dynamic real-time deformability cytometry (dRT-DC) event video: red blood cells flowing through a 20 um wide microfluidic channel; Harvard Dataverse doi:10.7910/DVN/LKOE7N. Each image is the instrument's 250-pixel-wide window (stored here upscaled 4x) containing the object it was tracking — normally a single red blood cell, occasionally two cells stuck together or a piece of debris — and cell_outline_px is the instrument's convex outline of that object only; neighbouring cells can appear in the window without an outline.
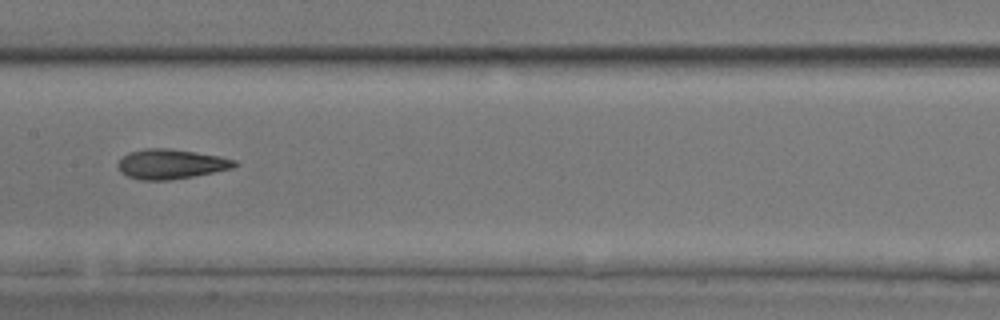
{"species": "common noctule bat (a hibernating species)", "species_latin": "Nyctalus noctula", "temperature_condition": "room temperature", "stored_images_in_passage": 38, "camera_frame_rate_fps": 3000, "um_per_image_px": 0.085, "animal": {"sex": "male", "body_mass_g": 17.9, "forearm_length_mm": 54.2}, "frame": {"image": 1, "passage_image": 12, "time_ms": 3.667, "image_size_px": [1000, 320], "cell_outline_px": [[240, 164], [232, 168], [192, 176], [168, 180], [140, 180], [128, 176], [120, 172], [116, 164], [128, 152], [144, 148], [168, 148], [196, 152], [220, 156], [236, 160]], "centroid_in_image_um": [14.51, 13.93], "position_along_channel_um": 192.9, "area_um2": 20.23}}
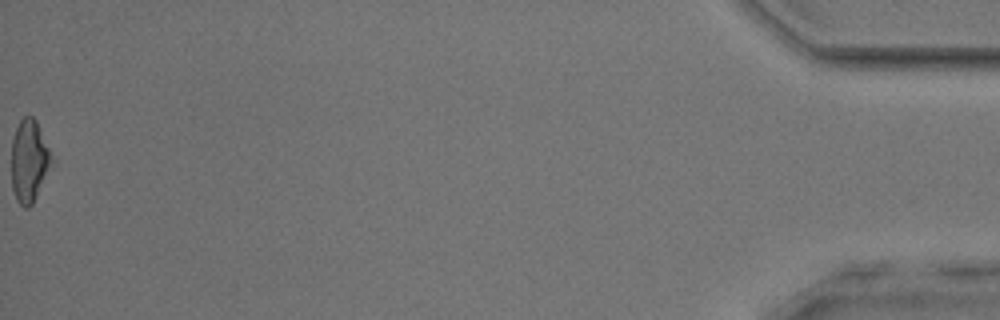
{"frame": {"image": 2, "passage_image": 38, "time_ms": 12.333, "image_size_px": [1000, 320], "cell_outline_px": [[56, 160], [32, 204], [28, 208], [24, 208], [16, 200], [12, 188], [12, 140], [16, 128], [20, 120], [24, 116], [32, 116], [36, 120]], "centroid_in_image_um": [2.52, 13.68], "position_along_channel_um": 432.7, "area_um2": 19.71}, "authors_computed_cell_mechanics": {"area_um2": 19.7676, "velocity_mm_per_s": 3.918, "shape_relaxation_time_tau1_ms": 6.6274, "shape_relaxation_time_tau2_ms": 2.757, "deformation_change_tau1": 0.2045, "deformation_change_tau2": 0.1329}}